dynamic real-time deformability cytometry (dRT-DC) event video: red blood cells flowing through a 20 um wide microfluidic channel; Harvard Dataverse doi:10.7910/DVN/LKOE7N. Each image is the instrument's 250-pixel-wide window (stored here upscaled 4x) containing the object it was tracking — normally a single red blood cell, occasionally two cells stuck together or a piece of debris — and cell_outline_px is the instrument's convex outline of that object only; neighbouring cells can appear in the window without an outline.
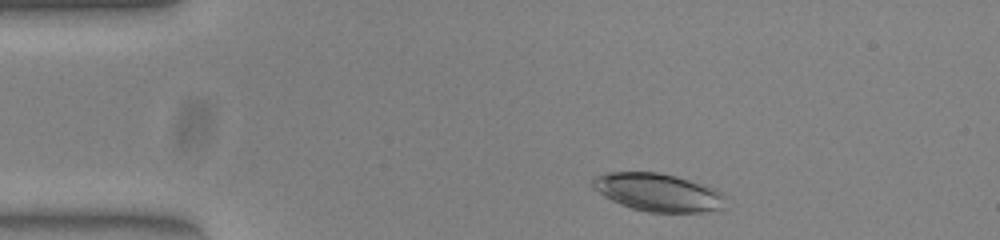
{"species": "common noctule bat (a hibernating species)", "species_latin": "Nyctalus noctula", "temperature_condition": "warm", "stored_images_in_passage": 46, "camera_frame_rate_fps": 3000, "um_per_image_px": 0.085, "animal": {"sex": "female", "body_mass_g": 23.0, "forearm_length_mm": 53.4}, "frame": {"image": 1, "passage_image": 3, "time_ms": 0.667, "image_size_px": [1000, 240], "cell_outline_px": [[724, 208], [700, 212], [648, 212], [632, 208], [620, 204], [604, 196], [592, 188], [592, 176], [604, 172], [656, 172], [676, 176], [688, 180], [720, 192], [724, 196]], "centroid_in_image_um": [55.84, 16.34], "position_along_channel_um": 29.2, "area_um2": 29.07}}
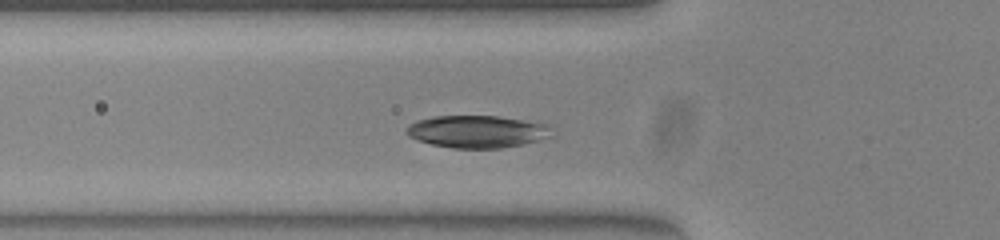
{"frame": {"image": 2, "passage_image": 12, "time_ms": 3.667, "image_size_px": [1000, 240], "cell_outline_px": [[556, 136], [524, 144], [500, 148], [452, 148], [432, 144], [416, 140], [408, 136], [404, 132], [408, 124], [416, 120], [436, 116], [496, 116], [544, 124]], "centroid_in_image_um": [40.51, 11.19], "position_along_channel_um": 85.3, "area_um2": 27.4}}